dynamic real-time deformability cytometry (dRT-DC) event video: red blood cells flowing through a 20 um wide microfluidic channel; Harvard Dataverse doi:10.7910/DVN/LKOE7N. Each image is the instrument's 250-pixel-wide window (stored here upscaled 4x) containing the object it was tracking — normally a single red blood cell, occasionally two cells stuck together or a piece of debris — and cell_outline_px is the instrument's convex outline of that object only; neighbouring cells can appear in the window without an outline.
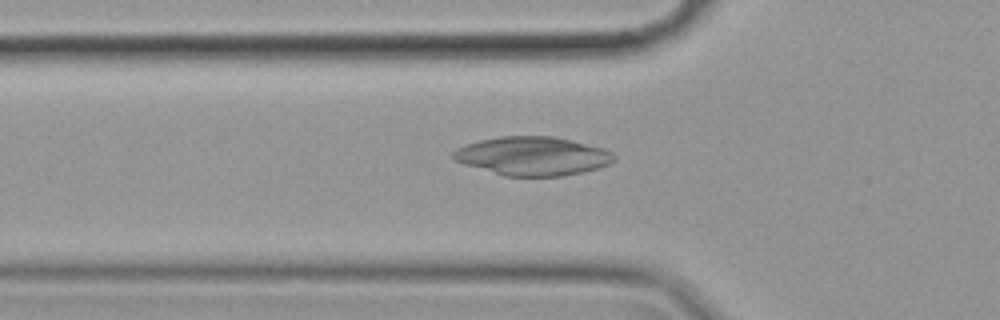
{"species": "common noctule bat (a hibernating species)", "species_latin": "Nyctalus noctula", "temperature_condition": "cold", "stored_images_in_passage": 57, "camera_frame_rate_fps": 3000, "um_per_image_px": 0.085, "animal": {"sex": "female", "body_mass_g": 19.9}, "frame": {"image": 1, "passage_image": 19, "time_ms": 6.0, "image_size_px": [1000, 320], "cell_outline_px": [[616, 160], [600, 168], [564, 176], [504, 176], [464, 164], [452, 160], [452, 152], [456, 148], [464, 144], [480, 140], [500, 136], [552, 136], [572, 140], [604, 148], [612, 152], [616, 156]], "centroid_in_image_um": [45.27, 13.26], "position_along_channel_um": 80.5, "area_um2": 36.59}}
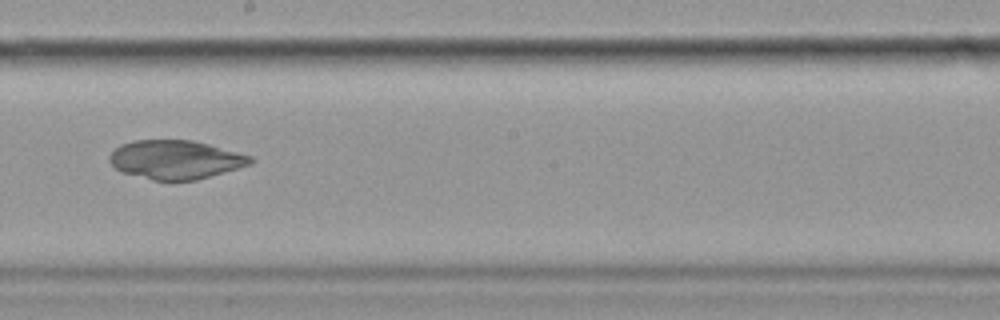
{"frame": {"image": 2, "passage_image": 32, "time_ms": 10.333, "image_size_px": [1000, 320], "cell_outline_px": [[256, 160], [252, 164], [196, 180], [152, 180], [124, 172], [116, 168], [108, 160], [108, 156], [120, 144], [132, 140], [192, 140], [208, 144], [252, 156]], "centroid_in_image_um": [14.93, 13.56], "position_along_channel_um": 233.3, "area_um2": 31.73}}
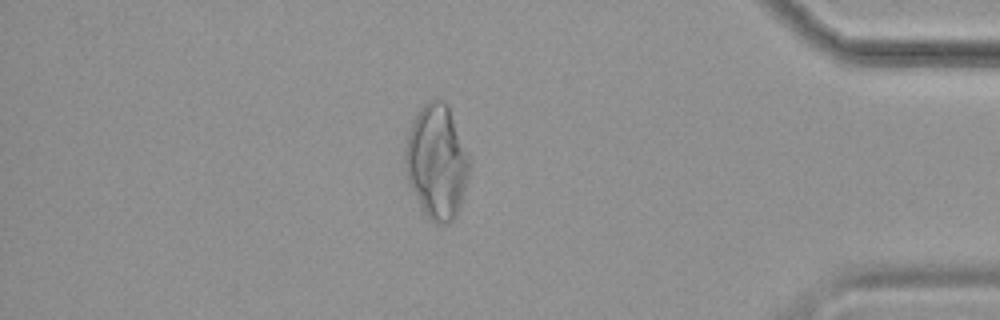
{"frame": {"image": 3, "passage_image": 49, "time_ms": 16.0, "image_size_px": [1000, 320], "cell_outline_px": [[468, 176], [456, 216], [448, 224], [436, 224], [424, 212], [408, 180], [404, 160], [404, 152], [408, 132], [412, 120], [420, 108], [424, 104], [436, 96], [444, 100], [448, 104], [468, 156]], "centroid_in_image_um": [37.1, 13.7], "position_along_channel_um": 398.1, "area_um2": 42.14}}